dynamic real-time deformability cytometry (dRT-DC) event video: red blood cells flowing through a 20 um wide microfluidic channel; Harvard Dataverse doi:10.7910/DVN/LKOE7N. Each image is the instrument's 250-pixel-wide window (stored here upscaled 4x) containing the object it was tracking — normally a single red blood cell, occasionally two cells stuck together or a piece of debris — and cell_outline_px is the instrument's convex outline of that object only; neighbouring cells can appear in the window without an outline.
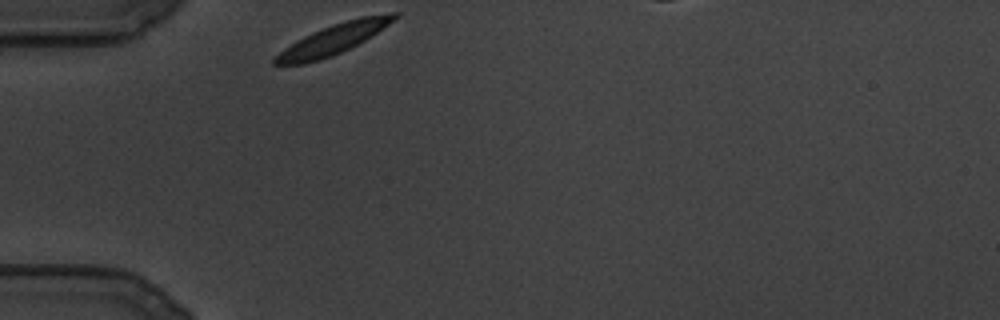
{"species": "common noctule bat (a hibernating species)", "species_latin": "Nyctalus noctula", "temperature_condition": "cold", "stored_images_in_passage": 68, "camera_frame_rate_fps": 3000, "um_per_image_px": 0.085, "animal": {"sex": "male", "body_mass_g": 19.5, "forearm_length_mm": 54.6}, "frame": {"image": 1, "passage_image": 1, "time_ms": 0.0, "image_size_px": [1000, 320], "cell_outline_px": [[400, 16], [364, 40], [332, 56], [320, 60], [304, 64], [272, 64], [272, 60], [284, 48], [304, 36], [312, 32], [332, 24], [344, 20], [360, 16], [388, 12], [400, 12]], "centroid_in_image_um": [28.35, 3.31], "position_along_channel_um": 56.7, "area_um2": 20.75}}
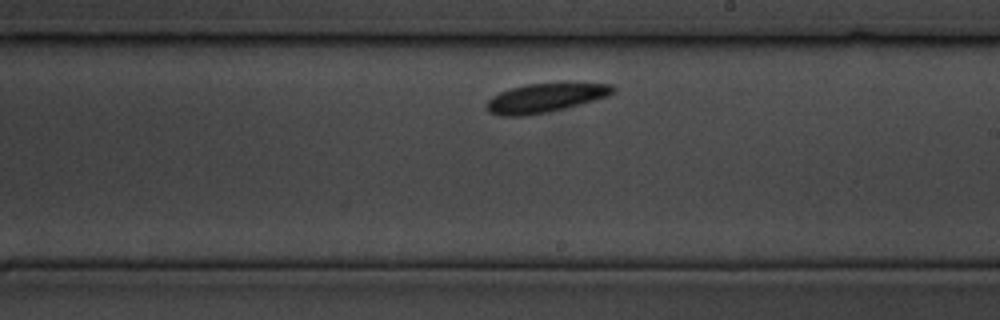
{"frame": {"image": 2, "passage_image": 39, "time_ms": 12.667, "image_size_px": [1000, 320], "cell_outline_px": [[616, 92], [608, 96], [564, 108], [548, 112], [524, 116], [500, 116], [488, 112], [484, 108], [484, 104], [492, 96], [500, 92], [512, 88], [528, 84], [612, 84], [616, 88]], "centroid_in_image_um": [46.28, 8.34], "position_along_channel_um": 242.7, "area_um2": 21.1}}
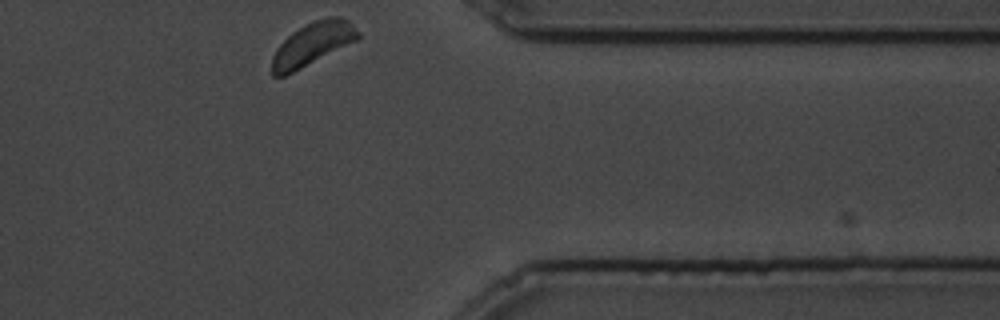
{"frame": {"image": 3, "passage_image": 68, "time_ms": 22.333, "image_size_px": [1000, 320], "cell_outline_px": [[360, 36], [356, 40], [284, 76], [272, 76], [272, 56], [276, 48], [292, 32], [304, 24], [312, 20], [328, 16], [340, 16], [348, 20], [360, 32]], "centroid_in_image_um": [26.56, 3.69], "position_along_channel_um": 384.8, "area_um2": 21.27}}